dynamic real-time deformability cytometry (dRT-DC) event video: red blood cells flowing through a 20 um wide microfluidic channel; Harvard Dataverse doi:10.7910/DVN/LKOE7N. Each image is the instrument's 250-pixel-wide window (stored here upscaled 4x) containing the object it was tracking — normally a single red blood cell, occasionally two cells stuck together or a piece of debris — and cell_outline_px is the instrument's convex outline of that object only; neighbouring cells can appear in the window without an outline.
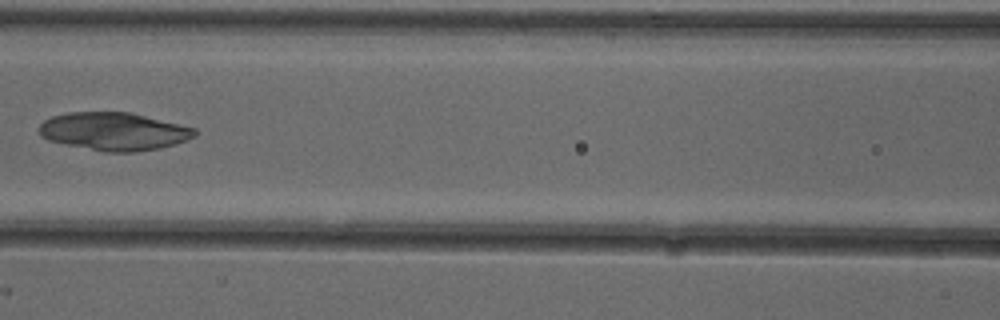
{"species": "common noctule bat (a hibernating species)", "species_latin": "Nyctalus noctula", "temperature_condition": "cold", "stored_images_in_passage": 8, "camera_frame_rate_fps": 3000, "um_per_image_px": 0.085, "animal": {"sex": "female"}, "frame": {"image": 1, "passage_image": 7, "time_ms": 2.0, "image_size_px": [1000, 320], "cell_outline_px": [[196, 136], [188, 140], [176, 144], [160, 148], [136, 152], [104, 152], [64, 144], [48, 140], [40, 136], [40, 124], [44, 120], [52, 116], [68, 112], [132, 112], [196, 128]], "centroid_in_image_um": [9.7, 11.17], "position_along_channel_um": 156.9, "area_um2": 34.68}}
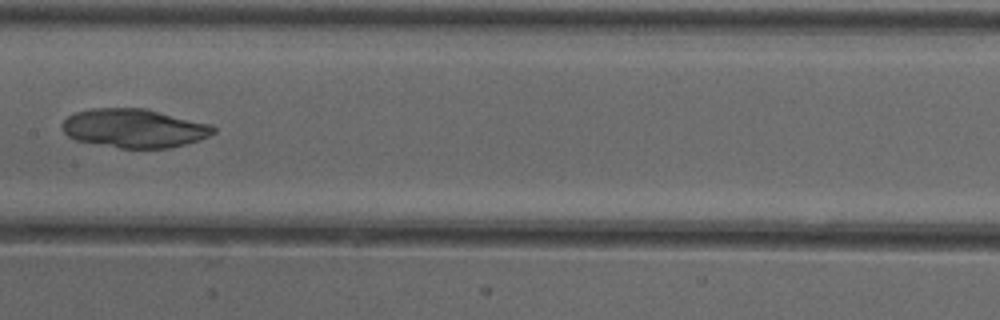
{"frame": {"image": 2, "passage_image": 8, "time_ms": 2.333, "image_size_px": [1000, 320], "cell_outline_px": [[216, 132], [200, 140], [168, 148], [120, 148], [76, 140], [68, 136], [64, 132], [60, 124], [68, 116], [76, 112], [92, 108], [144, 108], [212, 124], [216, 128]], "centroid_in_image_um": [11.41, 10.9], "position_along_channel_um": 196.0, "area_um2": 34.22}}